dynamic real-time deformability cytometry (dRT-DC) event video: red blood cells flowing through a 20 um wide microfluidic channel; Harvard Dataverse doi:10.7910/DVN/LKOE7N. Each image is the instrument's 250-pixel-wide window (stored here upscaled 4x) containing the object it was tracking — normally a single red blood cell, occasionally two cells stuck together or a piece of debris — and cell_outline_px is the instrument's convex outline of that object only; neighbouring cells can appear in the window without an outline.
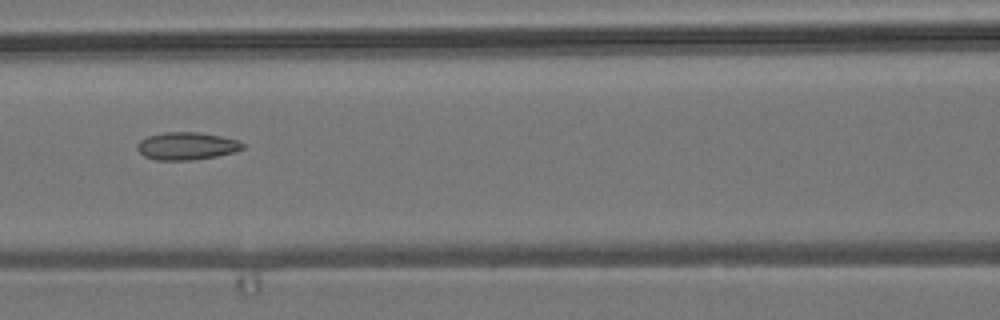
{"species": "common noctule bat (a hibernating species)", "species_latin": "Nyctalus noctula", "temperature_condition": "room temperature", "stored_images_in_passage": 6, "camera_frame_rate_fps": 3000, "um_per_image_px": 0.085, "animal": {"sex": "male", "body_mass_g": 19.2, "forearm_length_mm": 51.8}, "frame": {"image": 1, "passage_image": 4, "time_ms": 4.333, "image_size_px": [1000, 320], "cell_outline_px": [[244, 148], [236, 152], [196, 160], [156, 160], [144, 156], [136, 148], [136, 144], [140, 140], [148, 136], [164, 132], [200, 132], [240, 140], [244, 144]], "centroid_in_image_um": [15.88, 12.41], "position_along_channel_um": 150.7, "area_um2": 17.17}}
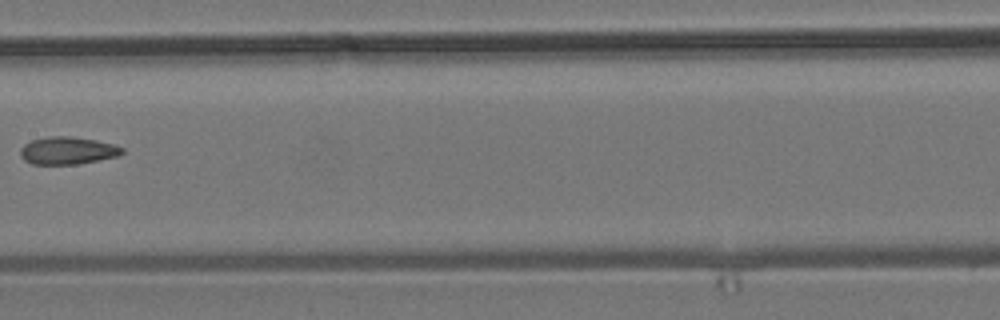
{"frame": {"image": 2, "passage_image": 5, "time_ms": 5.667, "image_size_px": [1000, 320], "cell_outline_px": [[124, 152], [120, 156], [76, 164], [32, 164], [24, 160], [20, 156], [20, 148], [24, 144], [32, 140], [48, 136], [72, 136], [96, 140], [116, 144], [124, 148]], "centroid_in_image_um": [5.77, 12.79], "position_along_channel_um": 201.6, "area_um2": 16.53}}
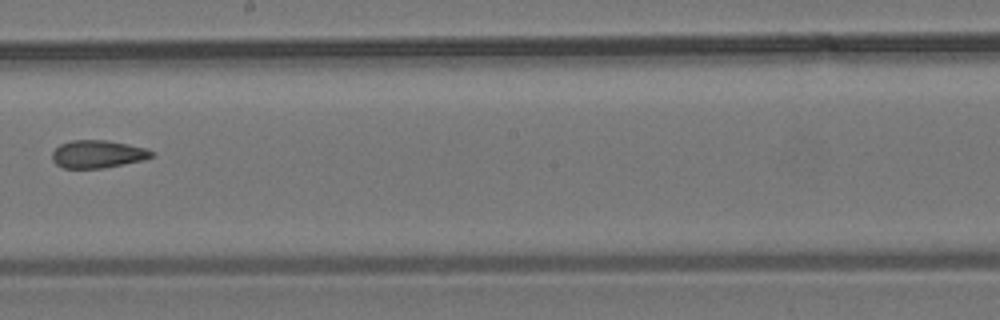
{"frame": {"image": 3, "passage_image": 6, "time_ms": 6.667, "image_size_px": [1000, 320], "cell_outline_px": [[156, 156], [144, 160], [104, 168], [64, 168], [56, 164], [52, 160], [52, 152], [60, 144], [72, 140], [108, 140], [148, 148], [156, 152]], "centroid_in_image_um": [8.37, 13.09], "position_along_channel_um": 239.8, "area_um2": 16.36}}